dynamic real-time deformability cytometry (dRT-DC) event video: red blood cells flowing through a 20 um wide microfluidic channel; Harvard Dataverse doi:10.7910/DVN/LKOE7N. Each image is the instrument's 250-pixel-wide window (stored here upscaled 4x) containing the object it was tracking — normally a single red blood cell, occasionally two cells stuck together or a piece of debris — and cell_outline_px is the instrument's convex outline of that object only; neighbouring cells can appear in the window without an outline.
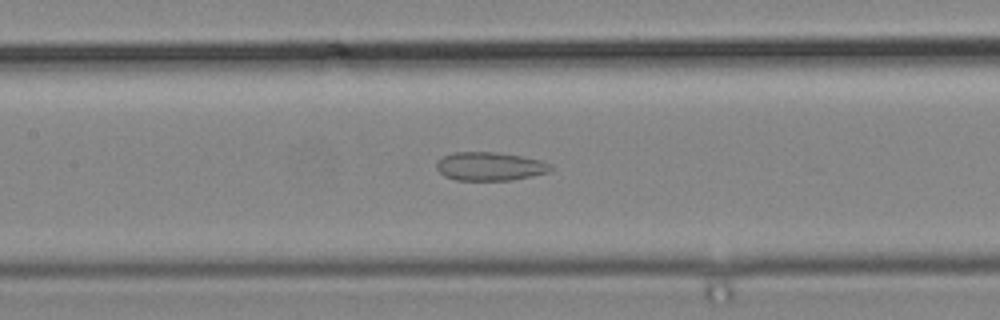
{"species": "common noctule bat (a hibernating species)", "species_latin": "Nyctalus noctula", "temperature_condition": "cold", "stored_images_in_passage": 37, "camera_frame_rate_fps": 3000, "um_per_image_px": 0.085, "animal": {"sex": "male", "body_mass_g": 19.2, "forearm_length_mm": 51.8}, "frame": {"image": 1, "passage_image": 20, "time_ms": 6.333, "image_size_px": [1000, 320], "cell_outline_px": [[556, 168], [548, 172], [532, 176], [512, 180], [456, 180], [444, 176], [436, 168], [436, 164], [444, 156], [452, 152], [496, 152], [520, 156], [540, 160], [552, 164]], "centroid_in_image_um": [41.67, 14.14], "position_along_channel_um": 165.7, "area_um2": 19.02}}
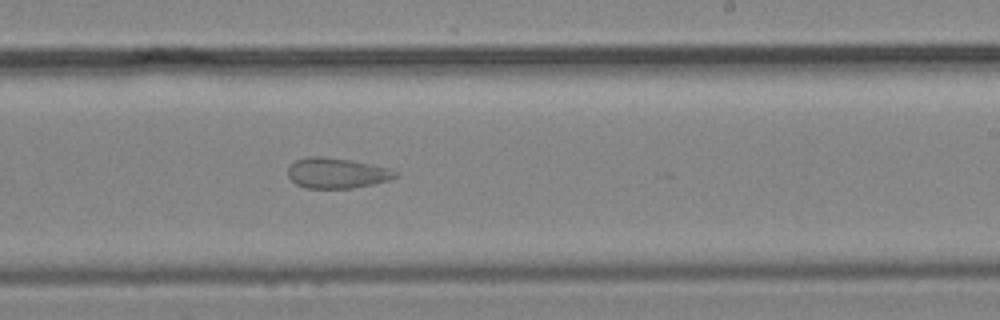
{"frame": {"image": 2, "passage_image": 27, "time_ms": 8.667, "image_size_px": [1000, 320], "cell_outline_px": [[400, 176], [388, 180], [372, 184], [352, 188], [308, 188], [296, 184], [288, 176], [288, 168], [296, 160], [308, 156], [320, 156], [352, 160], [392, 168], [400, 172]], "centroid_in_image_um": [28.69, 14.7], "position_along_channel_um": 260.3, "area_um2": 19.19}}
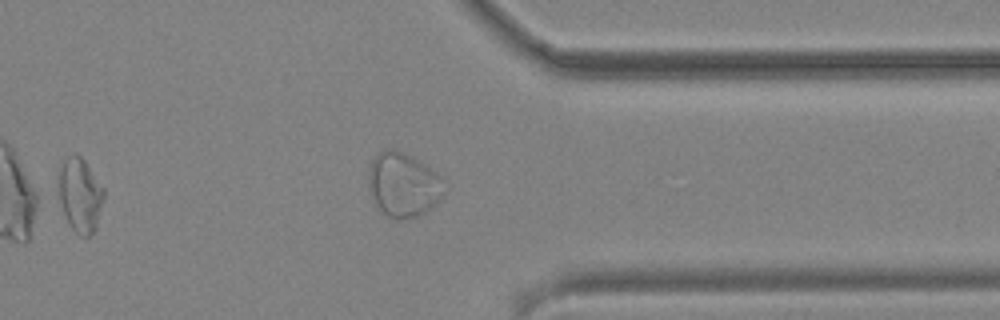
{"frame": {"image": 3, "passage_image": 36, "time_ms": 11.667, "image_size_px": [1000, 320], "cell_outline_px": [[104, 196], [96, 228], [88, 236], [84, 236], [76, 232], [68, 224], [52, 192], [56, 168], [60, 160], [76, 152], [84, 160], [104, 188]], "centroid_in_image_um": [6.65, 16.49], "position_along_channel_um": 404.7, "area_um2": 21.1}}